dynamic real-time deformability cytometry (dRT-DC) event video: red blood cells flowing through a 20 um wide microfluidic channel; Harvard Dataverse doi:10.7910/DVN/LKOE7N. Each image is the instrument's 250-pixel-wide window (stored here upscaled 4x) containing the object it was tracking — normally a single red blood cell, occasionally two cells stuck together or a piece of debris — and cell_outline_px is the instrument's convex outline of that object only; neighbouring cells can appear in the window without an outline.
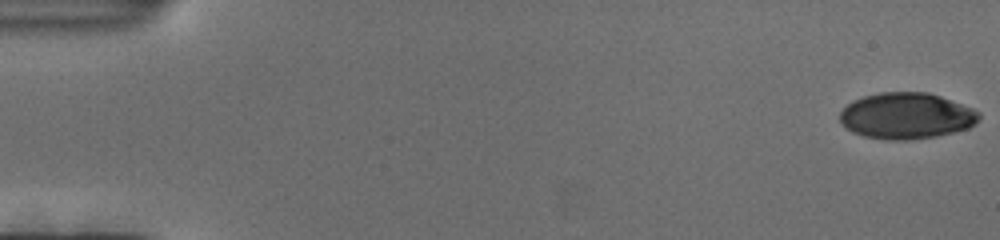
{"species": "human", "species_latin": "Homo sapiens", "temperature_condition": "cold", "stored_images_in_passage": 121, "camera_frame_rate_fps": 3000, "um_per_image_px": 0.085, "donor": {"sex": "female"}, "frame": {"image": 1, "passage_image": 1, "time_ms": 0.0, "image_size_px": [1000, 240], "cell_outline_px": [[980, 116], [976, 124], [968, 128], [936, 136], [908, 140], [888, 140], [864, 136], [852, 132], [844, 128], [840, 120], [840, 112], [852, 100], [864, 96], [880, 92], [928, 92], [940, 96], [972, 108], [980, 112]], "centroid_in_image_um": [77.03, 9.85], "position_along_channel_um": 8.0, "area_um2": 37.51}}
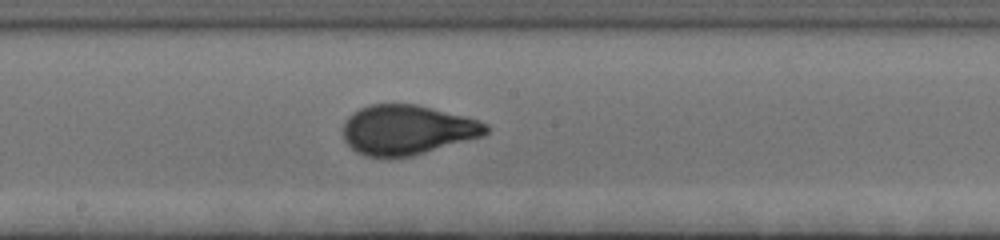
{"frame": {"image": 2, "passage_image": 66, "time_ms": 21.667, "image_size_px": [1000, 240], "cell_outline_px": [[492, 128], [484, 136], [412, 156], [364, 156], [356, 152], [344, 140], [344, 120], [352, 112], [368, 104], [416, 104], [464, 116], [488, 124]], "centroid_in_image_um": [34.62, 11.03], "position_along_channel_um": 213.6, "area_um2": 41.38}}
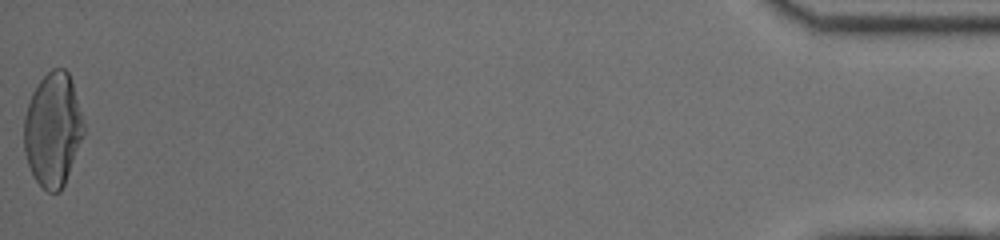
{"frame": {"image": 3, "passage_image": 121, "time_ms": 40.0, "image_size_px": [1000, 240], "cell_outline_px": [[84, 136], [64, 184], [60, 192], [48, 192], [36, 180], [28, 164], [24, 152], [24, 116], [32, 92], [40, 80], [52, 68], [64, 68], [68, 72], [72, 80], [84, 120]], "centroid_in_image_um": [4.51, 11.0], "position_along_channel_um": 430.7, "area_um2": 39.65}}